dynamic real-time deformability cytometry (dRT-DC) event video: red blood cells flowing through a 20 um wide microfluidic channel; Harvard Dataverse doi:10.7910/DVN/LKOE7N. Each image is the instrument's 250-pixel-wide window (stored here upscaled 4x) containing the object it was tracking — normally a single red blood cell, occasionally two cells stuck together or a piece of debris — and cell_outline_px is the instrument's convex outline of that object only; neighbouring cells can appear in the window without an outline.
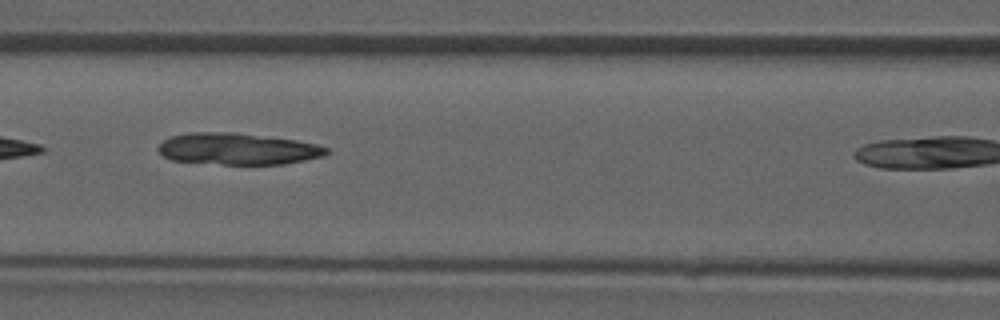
{"species": "common noctule bat (a hibernating species)", "species_latin": "Nyctalus noctula", "temperature_condition": "room temperature", "stored_images_in_passage": 6, "camera_frame_rate_fps": 3000, "um_per_image_px": 0.085, "animal": {"sex": "male", "forearm_length_mm": 52.5}, "frame": {"image": 1, "passage_image": 4, "time_ms": 3.667, "image_size_px": [1000, 320], "cell_outline_px": [[328, 152], [324, 156], [284, 164], [224, 164], [172, 160], [164, 156], [156, 148], [164, 140], [172, 136], [188, 132], [236, 132], [296, 140], [316, 144], [328, 148]], "centroid_in_image_um": [20.2, 12.64], "position_along_channel_um": 146.4, "area_um2": 30.87}}